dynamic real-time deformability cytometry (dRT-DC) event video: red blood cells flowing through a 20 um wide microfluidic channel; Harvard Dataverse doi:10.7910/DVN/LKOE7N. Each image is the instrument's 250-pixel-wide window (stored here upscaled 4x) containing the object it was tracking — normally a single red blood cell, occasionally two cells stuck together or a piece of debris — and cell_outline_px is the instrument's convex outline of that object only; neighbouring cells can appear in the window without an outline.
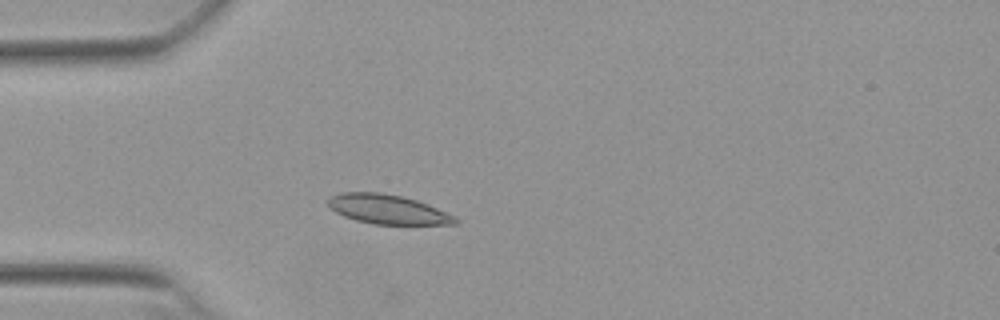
{"species": "Egyptian fruit bat (a non-hibernating species)", "species_latin": "Rousettus aegyptiacus", "temperature_condition": "warm", "stored_images_in_passage": 39, "camera_frame_rate_fps": 3000, "um_per_image_px": 0.085, "animal": {"sex": "female"}, "frame": {"image": 1, "passage_image": 1, "time_ms": 0.0, "image_size_px": [1000, 320], "cell_outline_px": [[460, 220], [456, 224], [372, 224], [356, 220], [344, 216], [336, 212], [328, 204], [328, 200], [332, 196], [340, 192], [380, 192], [404, 196], [428, 204], [456, 216]], "centroid_in_image_um": [32.99, 17.79], "position_along_channel_um": 52.0, "area_um2": 21.79}}
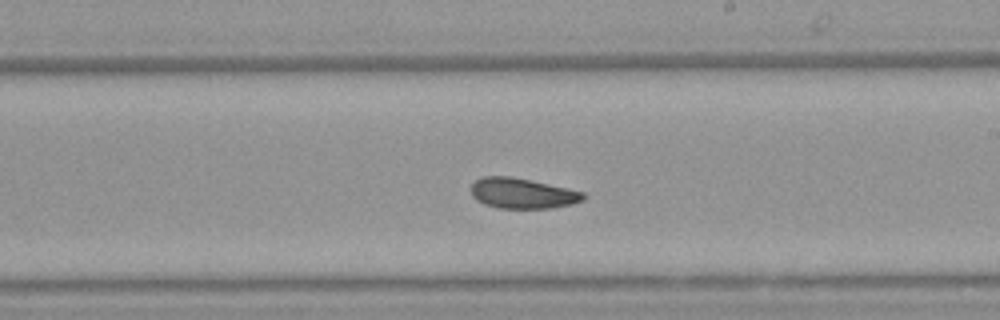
{"frame": {"image": 2, "passage_image": 17, "time_ms": 5.333, "image_size_px": [1000, 320], "cell_outline_px": [[584, 200], [572, 204], [552, 208], [500, 208], [484, 204], [476, 200], [472, 196], [468, 188], [476, 180], [484, 176], [512, 176], [584, 192]], "centroid_in_image_um": [44.35, 16.43], "position_along_channel_um": 244.6, "area_um2": 19.94}}
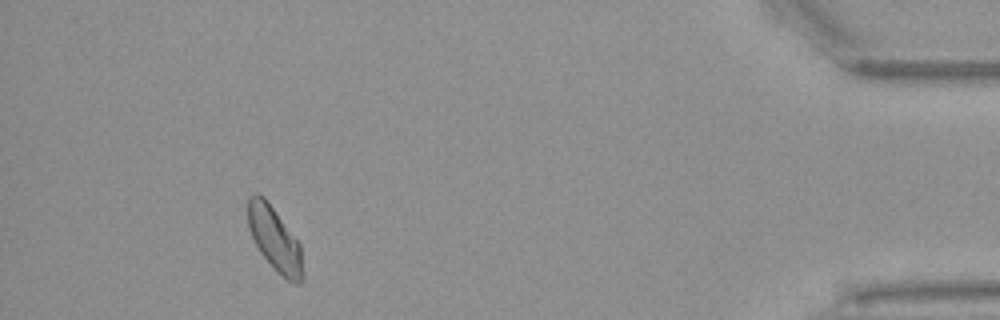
{"frame": {"image": 3, "passage_image": 35, "time_ms": 11.333, "image_size_px": [1000, 320], "cell_outline_px": [[304, 276], [300, 284], [296, 284], [288, 280], [260, 252], [248, 228], [248, 196], [252, 192], [256, 192], [264, 196], [300, 244], [304, 272]], "centroid_in_image_um": [23.35, 20.28], "position_along_channel_um": 411.8, "area_um2": 20.17}, "authors_computed_cell_mechanics": {"area_um2": 20.4034, "velocity_mm_per_s": 3.8139, "shape_relaxation_time_tau1_ms": 5.3044, "shape_relaxation_time_tau2_ms": 4.3611, "deformation_change_tau1": 0.1086, "deformation_change_tau2": 0.0602}}